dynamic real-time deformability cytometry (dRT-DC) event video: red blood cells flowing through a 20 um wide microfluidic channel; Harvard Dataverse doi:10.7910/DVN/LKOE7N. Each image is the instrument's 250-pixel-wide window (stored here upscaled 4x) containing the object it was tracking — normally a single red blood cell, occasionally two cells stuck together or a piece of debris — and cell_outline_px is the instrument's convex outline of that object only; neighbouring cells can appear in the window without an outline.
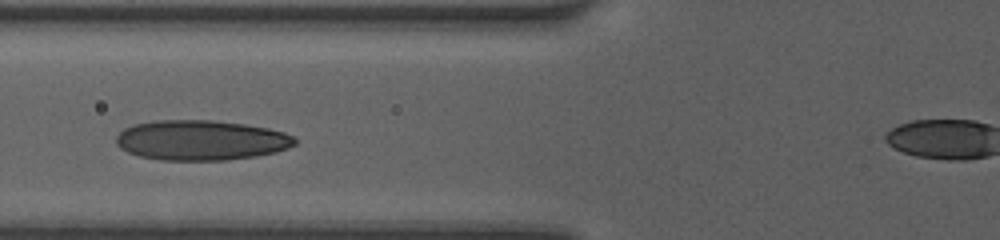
{"species": "human", "species_latin": "Homo sapiens", "temperature_condition": "room temperature", "stored_images_in_passage": 20, "camera_frame_rate_fps": 3000, "um_per_image_px": 0.085, "donor": {"sex": "female"}, "frame": {"image": 1, "passage_image": 5, "time_ms": 3.667, "image_size_px": [1000, 240], "cell_outline_px": [[296, 144], [288, 148], [276, 152], [256, 156], [228, 160], [160, 160], [140, 156], [128, 152], [120, 148], [116, 144], [116, 136], [124, 128], [132, 124], [156, 120], [212, 120], [244, 124], [268, 128], [284, 132], [292, 136], [296, 140]], "centroid_in_image_um": [17.07, 11.92], "position_along_channel_um": 108.7, "area_um2": 41.91}}
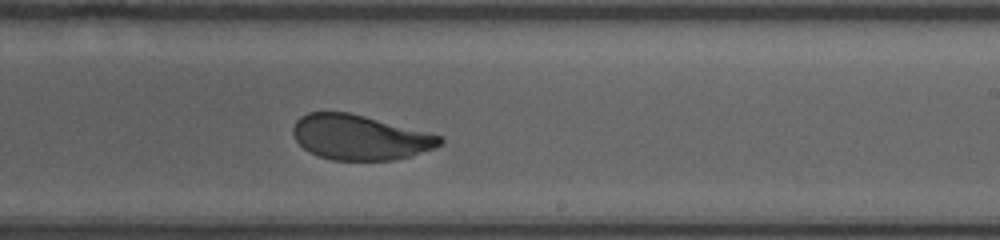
{"frame": {"image": 2, "passage_image": 11, "time_ms": 7.333, "image_size_px": [1000, 240], "cell_outline_px": [[444, 144], [408, 156], [392, 160], [332, 160], [308, 152], [296, 140], [292, 132], [292, 128], [296, 120], [300, 116], [308, 112], [348, 112], [364, 116], [440, 136], [444, 140]], "centroid_in_image_um": [30.52, 11.67], "position_along_channel_um": 258.5, "area_um2": 37.97}}
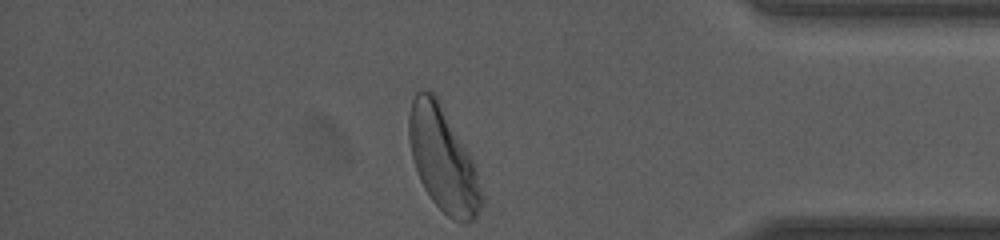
{"frame": {"image": 3, "passage_image": 20, "time_ms": 11.333, "image_size_px": [1000, 240], "cell_outline_px": [[484, 204], [476, 216], [468, 224], [460, 224], [452, 220], [432, 200], [424, 188], [420, 180], [412, 156], [408, 140], [408, 116], [412, 100], [416, 92], [420, 88], [428, 88], [436, 96], [468, 152], [476, 168], [484, 200]], "centroid_in_image_um": [37.65, 13.57], "position_along_channel_um": 397.6, "area_um2": 44.04}, "authors_computed_cell_mechanics": {"area_um2": 39.2751, "velocity_mm_per_s": 4.0686, "shape_relaxation_time_tau1_ms": 3.0582, "shape_relaxation_time_tau2_ms": null, "deformation_change_tau1": 0.1179, "deformation_change_tau2": null}}